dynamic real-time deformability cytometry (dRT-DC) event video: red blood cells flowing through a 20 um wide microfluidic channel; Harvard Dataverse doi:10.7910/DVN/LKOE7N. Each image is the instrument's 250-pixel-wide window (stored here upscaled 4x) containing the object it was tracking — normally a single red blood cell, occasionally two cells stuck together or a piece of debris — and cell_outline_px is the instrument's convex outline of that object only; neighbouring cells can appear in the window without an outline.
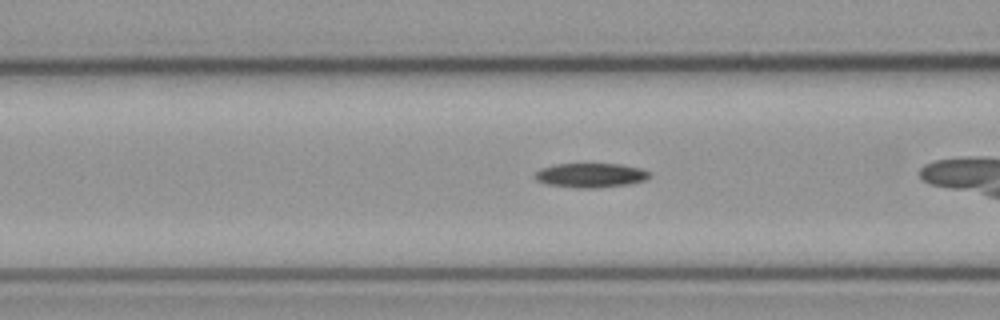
{"species": "common noctule bat (a hibernating species)", "species_latin": "Nyctalus noctula", "temperature_condition": "cold", "stored_images_in_passage": 38, "camera_frame_rate_fps": 3000, "um_per_image_px": 0.085, "animal": {"sex": "male", "body_mass_g": 23.1, "forearm_length_mm": 52.7}, "frame": {"image": 1, "passage_image": 18, "time_ms": 5.667, "image_size_px": [1000, 320], "cell_outline_px": [[652, 172], [644, 180], [628, 184], [596, 188], [576, 188], [548, 184], [536, 180], [532, 176], [540, 168], [556, 164], [620, 164], [640, 168]], "centroid_in_image_um": [50.17, 14.9], "position_along_channel_um": 116.4, "area_um2": 16.24}}
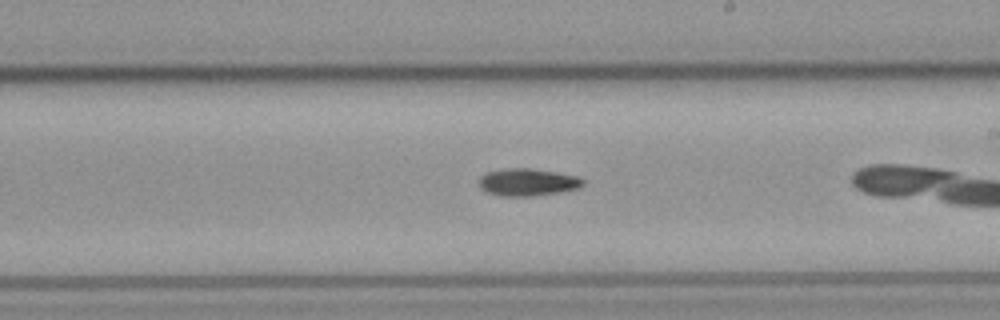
{"frame": {"image": 2, "passage_image": 28, "time_ms": 9.0, "image_size_px": [1000, 320], "cell_outline_px": [[584, 184], [580, 188], [560, 192], [532, 196], [504, 196], [488, 192], [480, 188], [480, 176], [488, 172], [504, 168], [532, 168], [580, 176], [584, 180]], "centroid_in_image_um": [44.9, 15.48], "position_along_channel_um": 244.1, "area_um2": 16.65}}
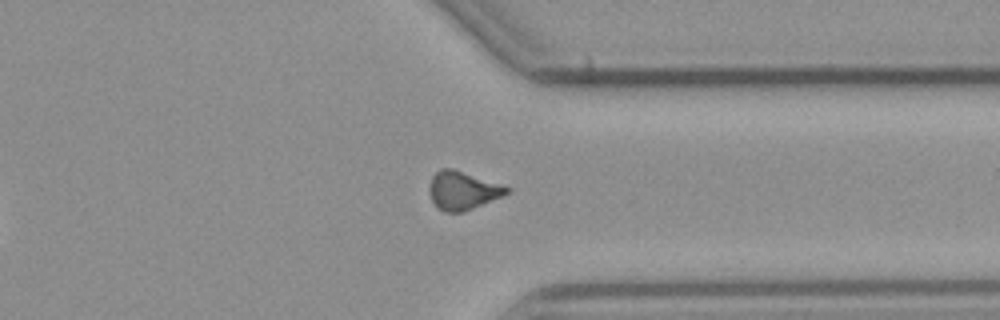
{"frame": {"image": 3, "passage_image": 36, "time_ms": 11.667, "image_size_px": [1000, 320], "cell_outline_px": [[512, 188], [508, 192], [500, 196], [464, 212], [444, 212], [432, 200], [428, 192], [428, 188], [432, 176], [440, 168], [452, 168]], "centroid_in_image_um": [39.28, 16.18], "position_along_channel_um": 372.1, "area_um2": 16.99}}